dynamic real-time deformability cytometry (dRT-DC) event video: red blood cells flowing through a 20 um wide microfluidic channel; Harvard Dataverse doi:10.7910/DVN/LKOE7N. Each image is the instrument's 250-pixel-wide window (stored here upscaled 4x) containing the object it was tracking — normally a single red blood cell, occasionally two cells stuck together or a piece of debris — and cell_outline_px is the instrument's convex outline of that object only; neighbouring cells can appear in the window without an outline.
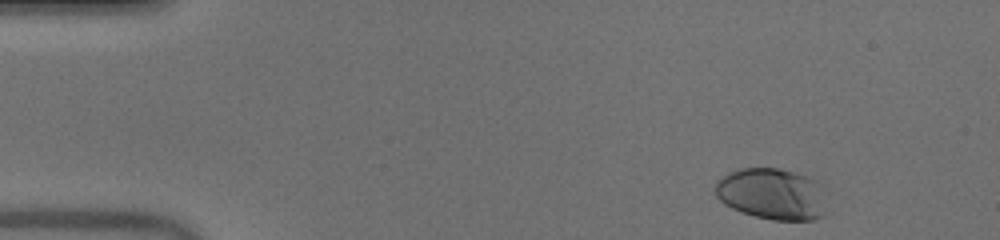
{"species": "human", "species_latin": "Homo sapiens", "temperature_condition": "warm", "stored_images_in_passage": 47, "camera_frame_rate_fps": 3000, "um_per_image_px": 0.085, "donor": {"sex": "male"}, "frame": {"image": 1, "passage_image": 2, "time_ms": 0.333, "image_size_px": [1000, 240], "cell_outline_px": [[824, 216], [812, 220], [772, 220], [740, 212], [724, 204], [716, 196], [716, 180], [728, 172], [740, 168], [780, 168], [804, 176], [812, 180]], "centroid_in_image_um": [65.43, 16.49], "position_along_channel_um": 19.6, "area_um2": 32.19}}
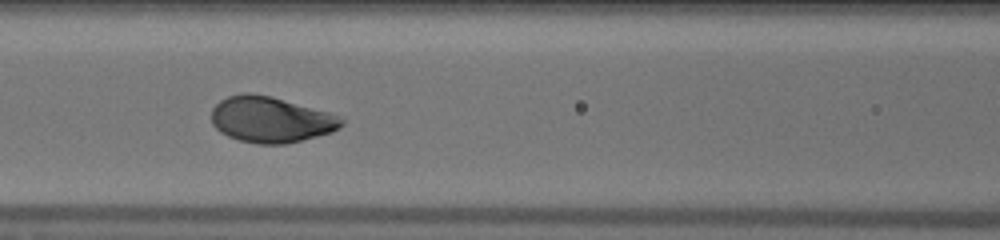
{"frame": {"image": 2, "passage_image": 19, "time_ms": 6.0, "image_size_px": [1000, 240], "cell_outline_px": [[344, 124], [340, 128], [332, 132], [284, 144], [256, 144], [240, 140], [228, 136], [220, 132], [212, 124], [212, 108], [220, 100], [228, 96], [244, 92], [248, 92], [272, 96], [328, 112], [340, 116], [344, 120]], "centroid_in_image_um": [23.01, 10.15], "position_along_channel_um": 143.6, "area_um2": 34.8}}
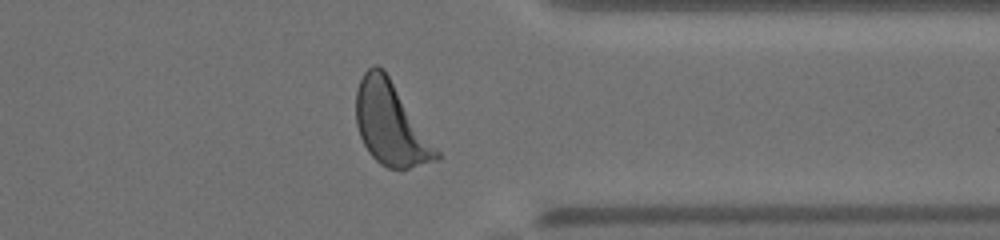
{"frame": {"image": 3, "passage_image": 37, "time_ms": 12.0, "image_size_px": [1000, 240], "cell_outline_px": [[440, 156], [436, 160], [408, 168], [388, 168], [380, 164], [368, 152], [360, 136], [356, 124], [356, 88], [364, 72], [372, 64], [376, 64], [384, 68], [440, 152]], "centroid_in_image_um": [33.18, 10.49], "position_along_channel_um": 378.2, "area_um2": 38.67}, "authors_computed_cell_mechanics": {"area_um2": 34.7956, "velocity_mm_per_s": 4.0077, "shape_relaxation_time_tau1_ms": 1.6698, "shape_relaxation_time_tau2_ms": null, "deformation_change_tau1": 0.1551, "deformation_change_tau2": null}}